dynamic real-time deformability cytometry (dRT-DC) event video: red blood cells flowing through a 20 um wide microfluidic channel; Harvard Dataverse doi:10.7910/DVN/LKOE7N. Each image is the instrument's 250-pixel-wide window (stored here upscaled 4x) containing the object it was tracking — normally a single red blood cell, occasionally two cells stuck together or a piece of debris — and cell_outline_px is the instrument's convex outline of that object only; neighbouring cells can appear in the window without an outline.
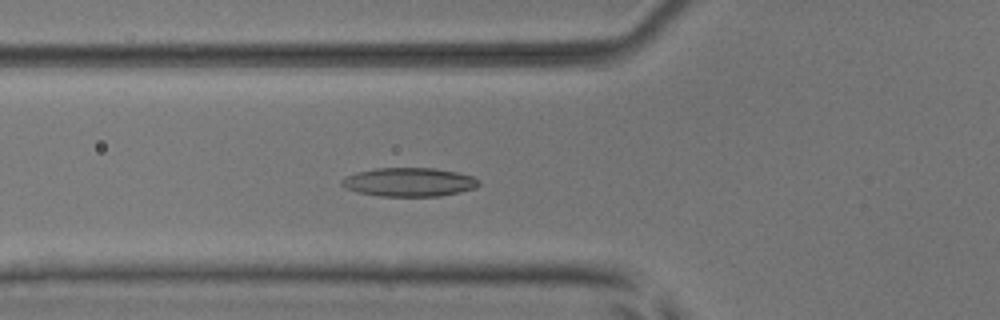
{"species": "common noctule bat (a hibernating species)", "species_latin": "Nyctalus noctula", "temperature_condition": "room temperature", "stored_images_in_passage": 44, "camera_frame_rate_fps": 3000, "um_per_image_px": 0.085, "animal": {"sex": "male", "body_mass_g": 17.9, "forearm_length_mm": 54.2}, "frame": {"image": 1, "passage_image": 10, "time_ms": 3.0, "image_size_px": [1000, 320], "cell_outline_px": [[480, 184], [476, 188], [460, 192], [440, 196], [380, 196], [360, 192], [348, 188], [340, 184], [340, 180], [356, 172], [376, 168], [432, 168], [456, 172], [472, 176], [480, 180]], "centroid_in_image_um": [34.81, 15.48], "position_along_channel_um": 91.0, "area_um2": 22.83}}
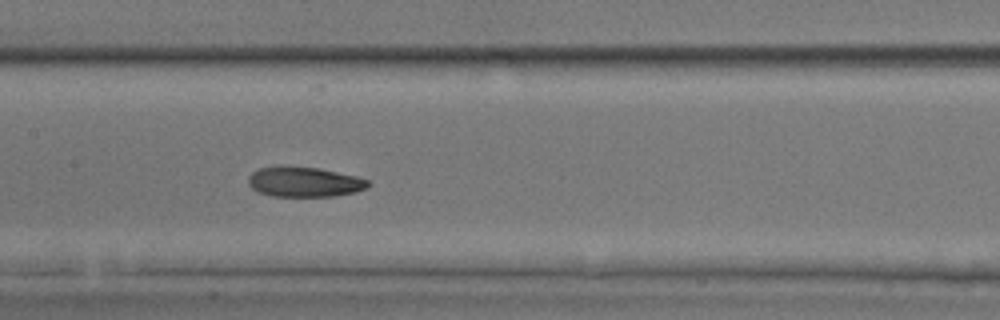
{"frame": {"image": 2, "passage_image": 17, "time_ms": 5.333, "image_size_px": [1000, 320], "cell_outline_px": [[372, 184], [368, 188], [356, 192], [336, 196], [272, 196], [260, 192], [252, 188], [248, 184], [248, 176], [252, 172], [260, 168], [280, 164], [320, 168], [356, 176], [368, 180]], "centroid_in_image_um": [25.87, 15.44], "position_along_channel_um": 181.5, "area_um2": 21.44}}
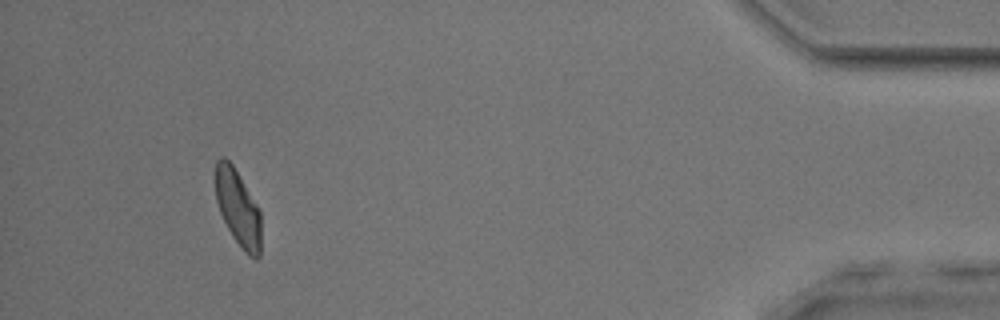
{"frame": {"image": 3, "passage_image": 40, "time_ms": 13.0, "image_size_px": [1000, 320], "cell_outline_px": [[260, 256], [256, 260], [248, 256], [244, 252], [232, 236], [220, 212], [216, 200], [216, 160], [220, 156], [224, 156], [232, 164], [256, 204], [260, 212]], "centroid_in_image_um": [20.22, 17.71], "position_along_channel_um": 415.0, "area_um2": 20.0}, "authors_computed_cell_mechanics": {"area_um2": 21.2704, "velocity_mm_per_s": 3.8746, "shape_relaxation_time_tau1_ms": 11.1479, "shape_relaxation_time_tau2_ms": 3.9506, "deformation_change_tau1": 0.2182, "deformation_change_tau2": 0.1079}}